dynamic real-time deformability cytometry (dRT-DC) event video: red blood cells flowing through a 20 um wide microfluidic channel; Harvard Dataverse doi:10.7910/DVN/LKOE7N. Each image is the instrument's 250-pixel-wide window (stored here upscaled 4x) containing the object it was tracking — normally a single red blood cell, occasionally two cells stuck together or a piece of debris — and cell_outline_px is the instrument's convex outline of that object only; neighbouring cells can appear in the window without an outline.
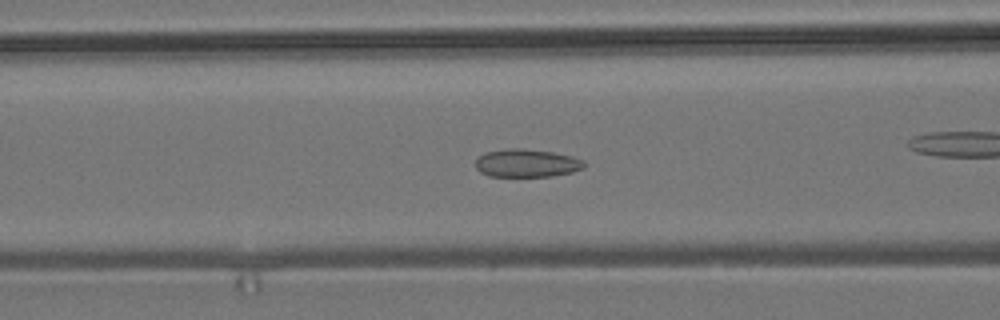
{"species": "common noctule bat (a hibernating species)", "species_latin": "Nyctalus noctula", "temperature_condition": "room temperature", "stored_images_in_passage": 56, "camera_frame_rate_fps": 3000, "um_per_image_px": 0.085, "animal": {"sex": "male", "body_mass_g": 19.2, "forearm_length_mm": 51.8}, "frame": {"image": 1, "passage_image": 22, "time_ms": 7.0, "image_size_px": [1000, 320], "cell_outline_px": [[588, 164], [584, 168], [572, 172], [552, 176], [488, 176], [480, 172], [476, 168], [476, 156], [484, 152], [508, 148], [524, 148], [552, 152], [572, 156], [584, 160]], "centroid_in_image_um": [44.77, 13.86], "position_along_channel_um": 121.8, "area_um2": 18.03}}
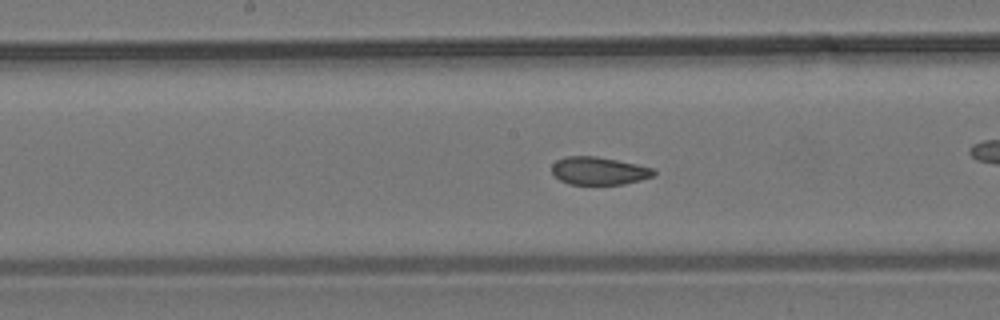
{"frame": {"image": 2, "passage_image": 28, "time_ms": 9.0, "image_size_px": [1000, 320], "cell_outline_px": [[656, 176], [624, 184], [568, 184], [560, 180], [552, 172], [552, 164], [556, 160], [564, 156], [596, 156], [636, 164], [652, 168], [656, 172]], "centroid_in_image_um": [50.9, 14.52], "position_along_channel_um": 197.3, "area_um2": 16.53}}
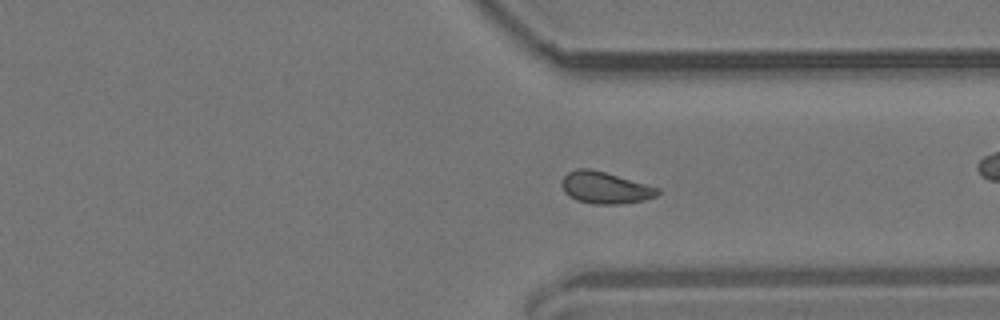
{"frame": {"image": 3, "passage_image": 41, "time_ms": 13.333, "image_size_px": [1000, 320], "cell_outline_px": [[660, 192], [656, 196], [644, 200], [616, 204], [596, 204], [576, 200], [568, 196], [564, 192], [564, 176], [568, 172], [576, 168], [588, 168], [604, 172], [660, 188]], "centroid_in_image_um": [51.44, 15.96], "position_along_channel_um": 360.0, "area_um2": 17.46}, "authors_computed_cell_mechanics": {"area_um2": 17.629, "velocity_mm_per_s": 3.7682, "shape_relaxation_time_tau1_ms": null, "shape_relaxation_time_tau2_ms": 1.5857, "deformation_change_tau1": null, "deformation_change_tau2": 0.0528}}